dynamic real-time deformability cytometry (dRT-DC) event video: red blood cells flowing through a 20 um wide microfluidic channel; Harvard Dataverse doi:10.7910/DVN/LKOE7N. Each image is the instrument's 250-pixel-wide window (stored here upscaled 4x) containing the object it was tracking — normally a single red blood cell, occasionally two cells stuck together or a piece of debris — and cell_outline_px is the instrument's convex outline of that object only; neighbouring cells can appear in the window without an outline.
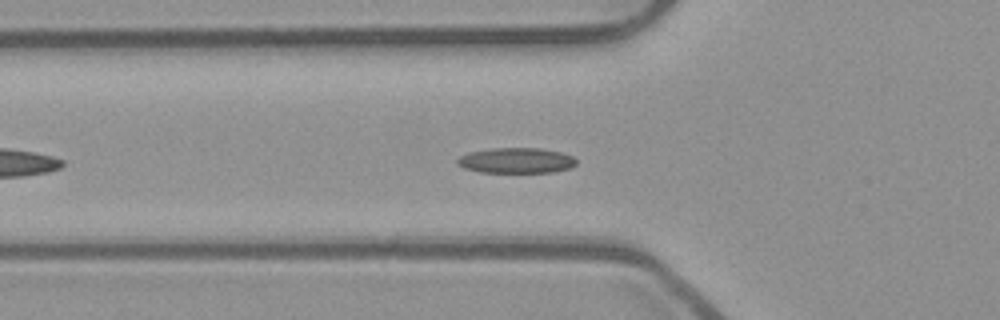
{"species": "common noctule bat (a hibernating species)", "species_latin": "Nyctalus noctula", "temperature_condition": "room temperature", "stored_images_in_passage": 36, "camera_frame_rate_fps": 3000, "um_per_image_px": 0.085, "animal": {"sex": "male", "body_mass_g": 23.1, "forearm_length_mm": 52.7}, "frame": {"image": 1, "passage_image": 8, "time_ms": 2.333, "image_size_px": [1000, 320], "cell_outline_px": [[576, 164], [568, 168], [552, 172], [480, 172], [464, 168], [456, 164], [456, 160], [460, 156], [468, 152], [492, 148], [540, 148], [560, 152], [572, 156], [576, 160]], "centroid_in_image_um": [43.84, 13.64], "position_along_channel_um": 82.0, "area_um2": 17.57}}
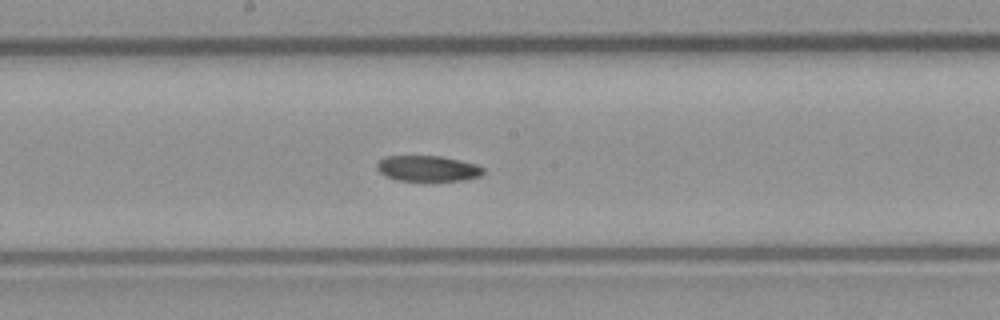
{"frame": {"image": 2, "passage_image": 18, "time_ms": 5.667, "image_size_px": [1000, 320], "cell_outline_px": [[484, 172], [480, 176], [464, 180], [428, 184], [424, 184], [396, 180], [384, 176], [376, 168], [376, 164], [384, 156], [440, 156], [460, 160], [476, 164], [484, 168]], "centroid_in_image_um": [36.34, 14.38], "position_along_channel_um": 211.9, "area_um2": 16.94}}
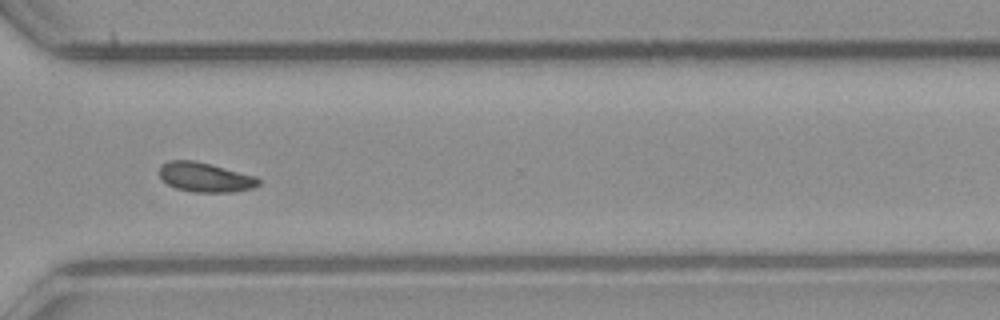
{"frame": {"image": 3, "passage_image": 29, "time_ms": 9.333, "image_size_px": [1000, 320], "cell_outline_px": [[260, 184], [252, 188], [232, 192], [192, 192], [176, 188], [168, 184], [160, 176], [160, 164], [168, 160], [192, 160], [256, 176], [260, 180]], "centroid_in_image_um": [17.42, 15.07], "position_along_channel_um": 353.2, "area_um2": 16.88}, "authors_computed_cell_mechanics": {"area_um2": 17.1666, "velocity_mm_per_s": 3.8665, "shape_relaxation_time_tau1_ms": 6.7926, "shape_relaxation_time_tau2_ms": null, "deformation_change_tau1": 0.1229, "deformation_change_tau2": null}}